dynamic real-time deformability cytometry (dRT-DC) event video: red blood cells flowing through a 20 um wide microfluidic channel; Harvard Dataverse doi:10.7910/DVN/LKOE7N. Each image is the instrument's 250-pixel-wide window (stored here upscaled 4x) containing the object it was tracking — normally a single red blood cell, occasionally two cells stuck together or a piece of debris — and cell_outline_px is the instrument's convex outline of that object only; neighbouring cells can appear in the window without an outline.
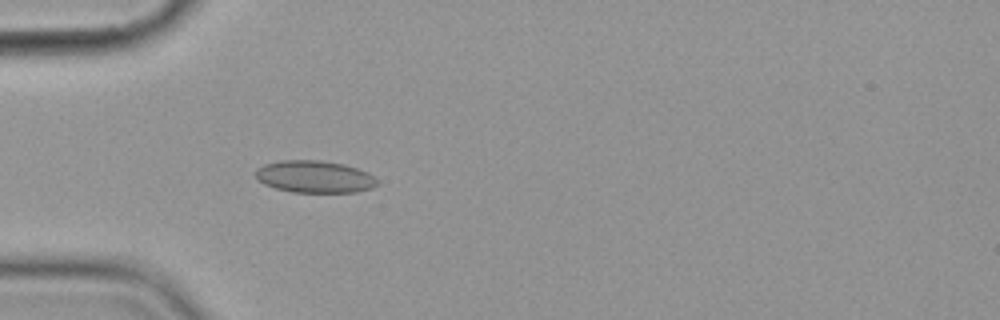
{"species": "common noctule bat (a hibernating species)", "species_latin": "Nyctalus noctula", "temperature_condition": "cold", "stored_images_in_passage": 6, "camera_frame_rate_fps": 3000, "um_per_image_px": 0.085, "animal": {"sex": "female", "body_mass_g": 19.9}, "frame": {"image": 1, "passage_image": 6, "time_ms": 5.667, "image_size_px": [1000, 320], "cell_outline_px": [[376, 184], [372, 188], [356, 192], [292, 192], [276, 188], [264, 184], [256, 180], [256, 168], [264, 164], [280, 160], [320, 160], [344, 164], [368, 172], [376, 180]], "centroid_in_image_um": [26.7, 15.01], "position_along_channel_um": 58.3, "area_um2": 22.77}}